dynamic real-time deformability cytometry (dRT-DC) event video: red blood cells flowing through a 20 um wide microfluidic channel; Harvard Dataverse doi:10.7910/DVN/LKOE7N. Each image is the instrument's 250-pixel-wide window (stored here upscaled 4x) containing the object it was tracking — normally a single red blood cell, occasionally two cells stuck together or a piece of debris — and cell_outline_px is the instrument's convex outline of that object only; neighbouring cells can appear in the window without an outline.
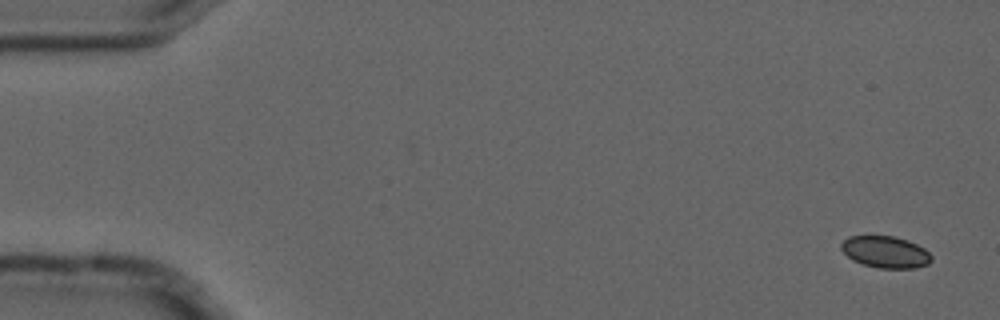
{"species": "common noctule bat (a hibernating species)", "species_latin": "Nyctalus noctula", "temperature_condition": "cold", "stored_images_in_passage": 4, "camera_frame_rate_fps": 3000, "um_per_image_px": 0.085, "animal": {"sex": "male", "forearm_length_mm": 52.5}, "frame": {"image": 1, "passage_image": 1, "time_ms": 0.0, "image_size_px": [1000, 320], "cell_outline_px": [[932, 260], [928, 264], [916, 268], [880, 268], [864, 264], [852, 260], [840, 248], [840, 244], [848, 236], [892, 236], [908, 240], [924, 248], [932, 256]], "centroid_in_image_um": [75.27, 21.42], "position_along_channel_um": 9.7, "area_um2": 16.65}}
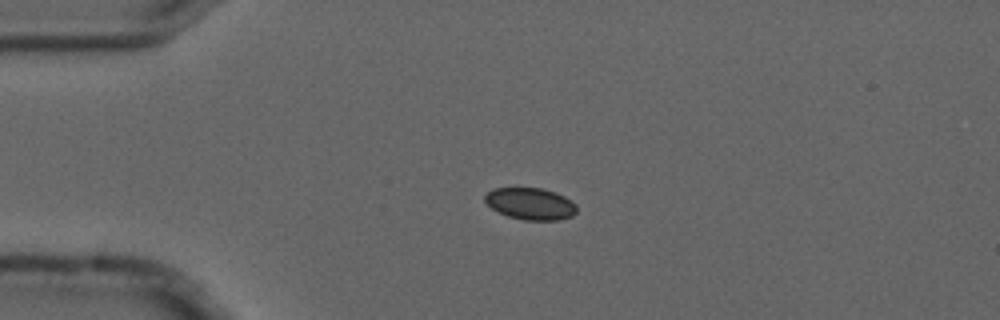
{"frame": {"image": 2, "passage_image": 4, "time_ms": 1.0, "image_size_px": [1000, 320], "cell_outline_px": [[576, 212], [572, 216], [560, 220], [524, 220], [508, 216], [492, 208], [484, 200], [484, 196], [492, 188], [540, 188], [556, 192], [572, 200], [576, 204]], "centroid_in_image_um": [45.11, 17.31], "position_along_channel_um": 39.9, "area_um2": 17.05}}